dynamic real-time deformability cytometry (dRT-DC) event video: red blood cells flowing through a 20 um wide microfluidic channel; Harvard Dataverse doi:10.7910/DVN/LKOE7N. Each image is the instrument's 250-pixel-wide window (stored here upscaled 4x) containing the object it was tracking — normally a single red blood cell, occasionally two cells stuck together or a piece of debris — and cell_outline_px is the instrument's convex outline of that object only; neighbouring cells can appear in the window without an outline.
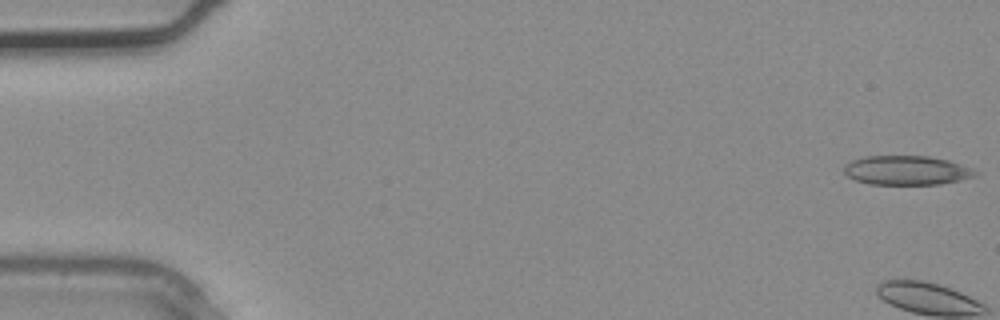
{"species": "common noctule bat (a hibernating species)", "species_latin": "Nyctalus noctula", "temperature_condition": "warm", "stored_images_in_passage": 3, "camera_frame_rate_fps": 3000, "um_per_image_px": 0.085, "animal": {"sex": "male", "body_mass_g": 20.4}, "frame": {"image": 1, "passage_image": 1, "time_ms": 0.0, "image_size_px": [1000, 320], "cell_outline_px": [[976, 176], [960, 180], [940, 184], [868, 184], [856, 180], [848, 176], [844, 172], [844, 164], [852, 160], [864, 156], [928, 156], [948, 160], [972, 168], [976, 172]], "centroid_in_image_um": [77.04, 14.47], "position_along_channel_um": 8.0, "area_um2": 22.31}}